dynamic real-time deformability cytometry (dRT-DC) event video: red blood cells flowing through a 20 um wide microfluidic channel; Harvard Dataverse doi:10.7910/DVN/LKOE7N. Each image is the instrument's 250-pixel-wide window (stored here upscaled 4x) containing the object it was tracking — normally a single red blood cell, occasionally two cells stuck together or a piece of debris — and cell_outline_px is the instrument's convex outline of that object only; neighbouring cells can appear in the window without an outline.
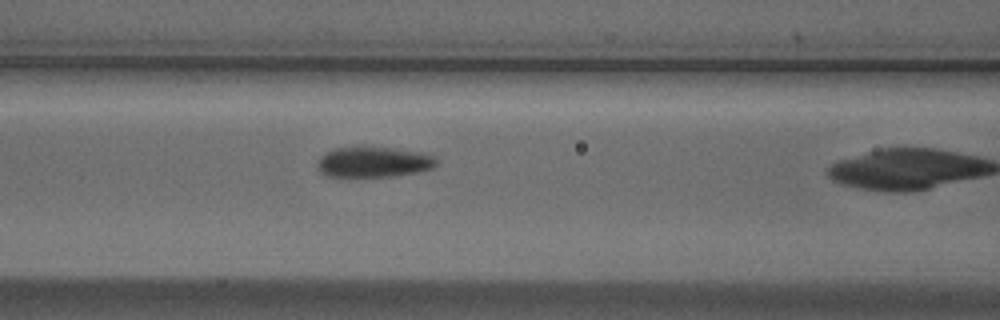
{"species": "Egyptian fruit bat (a non-hibernating species)", "species_latin": "Rousettus aegyptiacus", "temperature_condition": "cold", "stored_images_in_passage": 8, "camera_frame_rate_fps": 3000, "um_per_image_px": 0.085, "animal": {"sex": "male"}, "frame": {"image": 1, "passage_image": 7, "time_ms": 2.0, "image_size_px": [1000, 320], "cell_outline_px": [[436, 164], [432, 168], [420, 172], [396, 176], [324, 176], [320, 172], [316, 164], [320, 156], [336, 148], [388, 148], [420, 152], [432, 156], [436, 160]], "centroid_in_image_um": [31.74, 13.8], "position_along_channel_um": 134.9, "area_um2": 20.75}}